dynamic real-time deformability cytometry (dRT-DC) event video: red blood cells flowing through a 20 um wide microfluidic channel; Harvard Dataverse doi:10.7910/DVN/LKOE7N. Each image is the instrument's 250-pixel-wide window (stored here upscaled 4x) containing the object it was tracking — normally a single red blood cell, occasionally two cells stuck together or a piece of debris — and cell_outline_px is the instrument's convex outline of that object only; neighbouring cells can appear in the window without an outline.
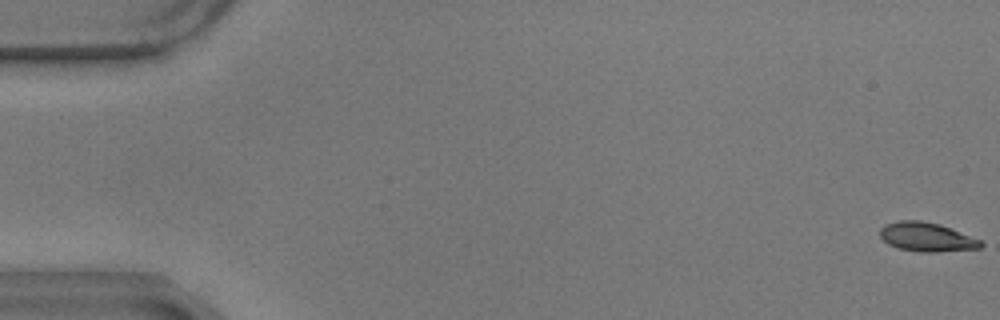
{"species": "common noctule bat (a hibernating species)", "species_latin": "Nyctalus noctula", "temperature_condition": "warm", "stored_images_in_passage": 59, "camera_frame_rate_fps": 3000, "um_per_image_px": 0.085, "animal": {"sex": "male", "body_mass_g": 17.9}, "frame": {"image": 1, "passage_image": 1, "time_ms": 0.0, "image_size_px": [1000, 320], "cell_outline_px": [[984, 244], [980, 248], [936, 252], [920, 252], [896, 248], [888, 244], [880, 236], [880, 228], [884, 224], [900, 220], [920, 220], [940, 224], [980, 240]], "centroid_in_image_um": [78.73, 20.14], "position_along_channel_um": 6.3, "area_um2": 17.05}}
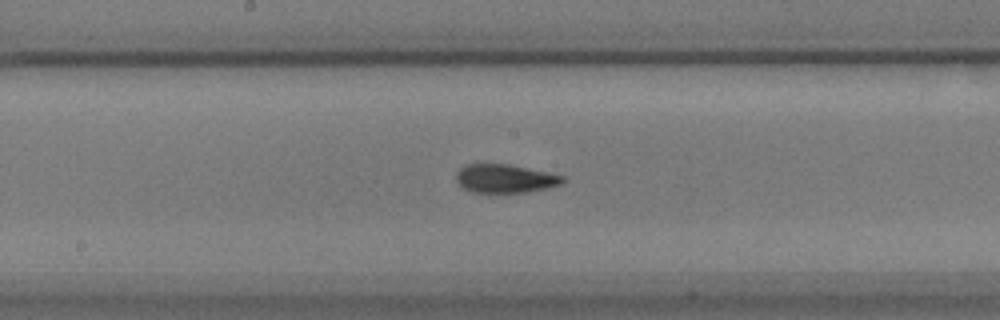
{"frame": {"image": 2, "passage_image": 31, "time_ms": 10.0, "image_size_px": [1000, 320], "cell_outline_px": [[564, 180], [560, 184], [548, 188], [524, 192], [472, 192], [464, 188], [456, 180], [456, 172], [460, 168], [468, 164], [508, 164], [564, 176]], "centroid_in_image_um": [42.9, 15.17], "position_along_channel_um": 205.3, "area_um2": 17.4}}
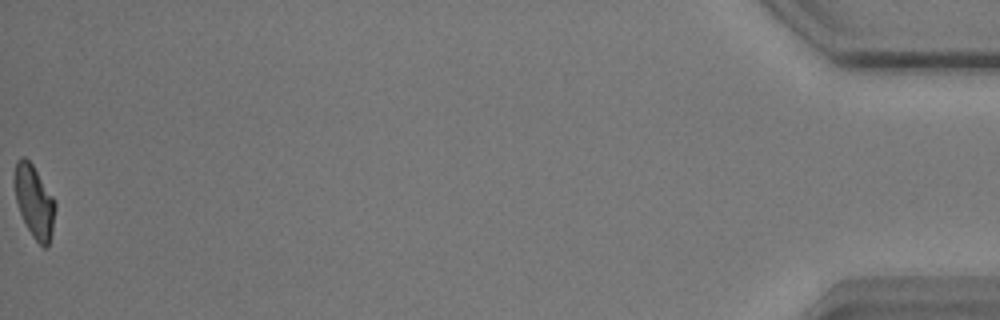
{"frame": {"image": 3, "passage_image": 59, "time_ms": 19.333, "image_size_px": [1000, 320], "cell_outline_px": [[56, 208], [48, 248], [44, 248], [32, 236], [20, 212], [16, 200], [12, 180], [12, 176], [16, 160], [20, 156], [24, 156], [32, 164], [52, 196], [56, 204]], "centroid_in_image_um": [2.87, 17.08], "position_along_channel_um": 432.3, "area_um2": 17.22}, "authors_computed_cell_mechanics": {"area_um2": 17.5134, "velocity_mm_per_s": 3.4915, "shape_relaxation_time_tau1_ms": 4.3488, "shape_relaxation_time_tau2_ms": 2.9621, "deformation_change_tau1": 0.1657, "deformation_change_tau2": 0.0798}}